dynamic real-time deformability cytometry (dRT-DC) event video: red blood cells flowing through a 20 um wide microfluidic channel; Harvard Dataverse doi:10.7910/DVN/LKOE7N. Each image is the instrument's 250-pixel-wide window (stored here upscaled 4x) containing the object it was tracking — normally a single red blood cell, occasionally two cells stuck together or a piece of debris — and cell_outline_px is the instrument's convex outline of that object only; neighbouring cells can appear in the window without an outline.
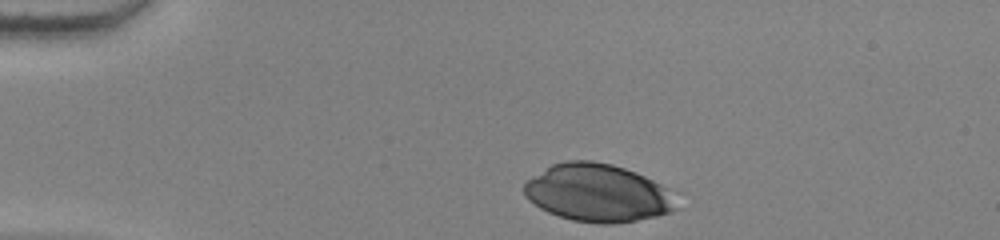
{"species": "human", "species_latin": "Homo sapiens", "temperature_condition": "warm", "stored_images_in_passage": 34, "camera_frame_rate_fps": 3000, "um_per_image_px": 0.085, "donor": {"sex": "female"}, "frame": {"image": 1, "passage_image": 1, "time_ms": 0.0, "image_size_px": [1000, 240], "cell_outline_px": [[676, 208], [668, 212], [656, 216], [616, 224], [600, 224], [572, 220], [548, 212], [540, 208], [528, 200], [524, 196], [524, 184], [528, 180], [552, 164], [564, 160], [592, 160], [612, 164], [636, 172], [668, 188]], "centroid_in_image_um": [50.76, 16.39], "position_along_channel_um": 34.2, "area_um2": 50.98}}
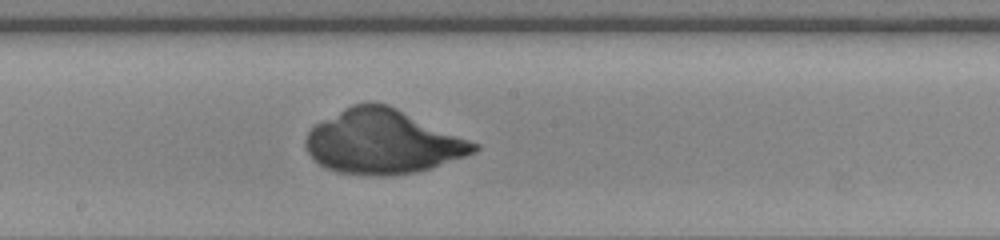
{"frame": {"image": 2, "passage_image": 20, "time_ms": 6.333, "image_size_px": [1000, 240], "cell_outline_px": [[480, 148], [476, 152], [416, 172], [384, 176], [368, 176], [340, 172], [328, 168], [320, 164], [304, 148], [304, 140], [308, 132], [316, 124], [344, 108], [352, 104], [388, 104], [480, 144]], "centroid_in_image_um": [32.54, 12.06], "position_along_channel_um": 215.7, "area_um2": 62.31}}
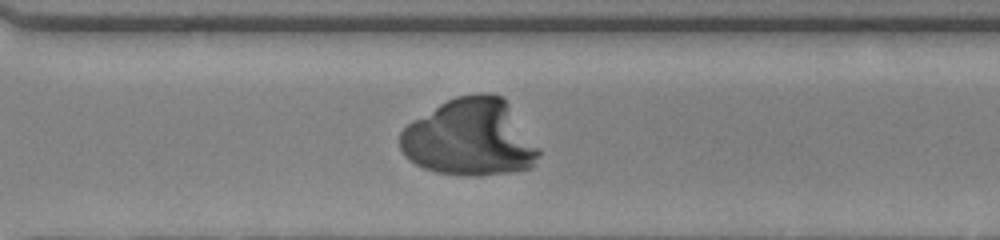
{"frame": {"image": 3, "passage_image": 29, "time_ms": 9.333, "image_size_px": [1000, 240], "cell_outline_px": [[540, 152], [532, 168], [512, 172], [480, 176], [468, 176], [436, 172], [424, 168], [416, 164], [404, 156], [400, 148], [400, 132], [412, 120], [440, 104], [456, 96], [480, 92], [492, 92], [500, 96], [504, 100], [540, 148]], "centroid_in_image_um": [39.94, 11.72], "position_along_channel_um": 330.7, "area_um2": 62.19}}